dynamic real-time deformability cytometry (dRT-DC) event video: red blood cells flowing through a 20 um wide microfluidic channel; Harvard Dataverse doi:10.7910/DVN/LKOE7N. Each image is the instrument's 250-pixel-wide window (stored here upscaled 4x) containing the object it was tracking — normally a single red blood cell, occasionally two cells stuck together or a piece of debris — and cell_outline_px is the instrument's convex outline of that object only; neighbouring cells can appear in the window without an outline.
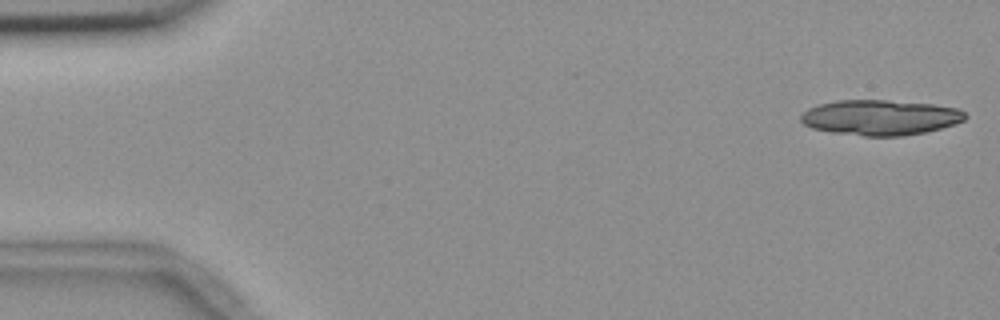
{"species": "common noctule bat (a hibernating species)", "species_latin": "Nyctalus noctula", "temperature_condition": "room temperature", "stored_images_in_passage": 17, "camera_frame_rate_fps": 3000, "um_per_image_px": 0.085, "animal": {"sex": "female", "body_mass_g": 18.4}, "frame": {"image": 1, "passage_image": 1, "time_ms": 0.0, "image_size_px": [1000, 320], "cell_outline_px": [[968, 116], [964, 120], [956, 124], [924, 132], [904, 136], [864, 136], [832, 132], [812, 128], [804, 124], [800, 120], [800, 116], [808, 108], [816, 104], [836, 100], [888, 100], [932, 104], [960, 108]], "centroid_in_image_um": [74.82, 9.98], "position_along_channel_um": 10.2, "area_um2": 34.04}}